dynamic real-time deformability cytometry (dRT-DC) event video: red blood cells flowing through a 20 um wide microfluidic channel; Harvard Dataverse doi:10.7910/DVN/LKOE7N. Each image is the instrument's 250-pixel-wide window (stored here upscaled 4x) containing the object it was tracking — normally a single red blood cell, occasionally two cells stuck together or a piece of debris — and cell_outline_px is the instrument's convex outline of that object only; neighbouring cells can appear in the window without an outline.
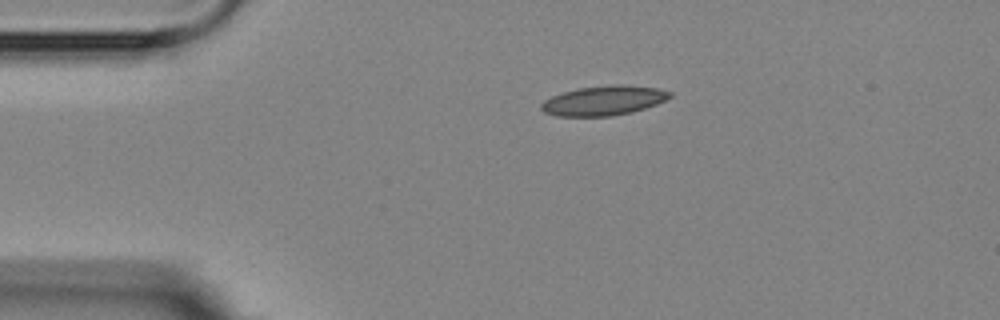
{"species": "Egyptian fruit bat (a non-hibernating species)", "species_latin": "Rousettus aegyptiacus", "temperature_condition": "room temperature", "stored_images_in_passage": 6, "camera_frame_rate_fps": 3000, "um_per_image_px": 0.085, "animal": {"sex": "female"}, "frame": {"image": 1, "passage_image": 1, "time_ms": 0.0, "image_size_px": [1000, 320], "cell_outline_px": [[672, 96], [656, 104], [632, 112], [612, 116], [556, 116], [544, 112], [540, 108], [540, 104], [544, 100], [552, 96], [576, 88], [612, 84], [628, 84], [656, 88], [672, 92]], "centroid_in_image_um": [51.3, 8.54], "position_along_channel_um": 33.7, "area_um2": 22.31}}
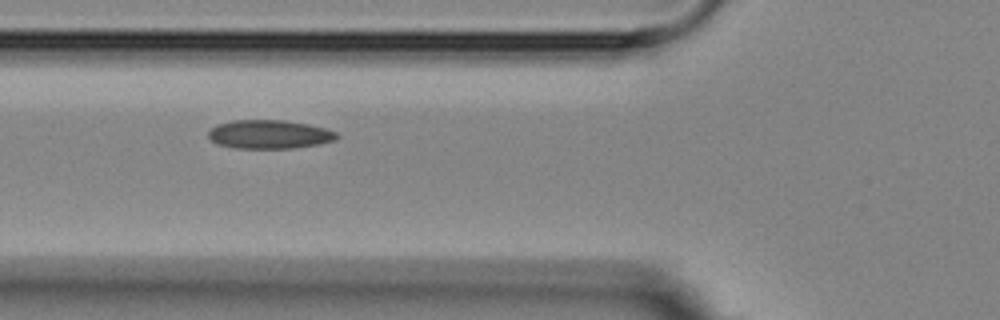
{"frame": {"image": 2, "passage_image": 3, "time_ms": 3.0, "image_size_px": [1000, 320], "cell_outline_px": [[340, 136], [336, 140], [316, 144], [292, 148], [232, 148], [216, 144], [208, 136], [208, 132], [216, 124], [232, 120], [284, 120], [308, 124], [328, 128], [336, 132]], "centroid_in_image_um": [22.89, 11.41], "position_along_channel_um": 102.9, "area_um2": 21.62}}
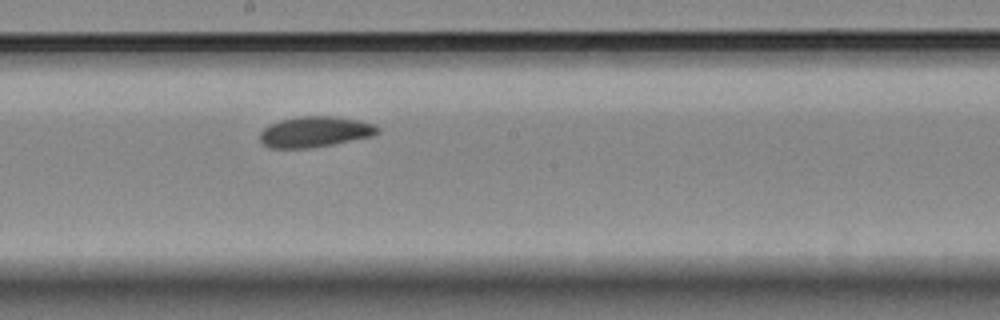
{"frame": {"image": 3, "passage_image": 6, "time_ms": 6.333, "image_size_px": [1000, 320], "cell_outline_px": [[380, 132], [372, 136], [332, 144], [308, 148], [268, 148], [260, 144], [260, 132], [268, 124], [280, 120], [296, 116], [336, 116], [360, 120], [376, 124], [380, 128]], "centroid_in_image_um": [26.75, 11.19], "position_along_channel_um": 221.4, "area_um2": 21.39}}